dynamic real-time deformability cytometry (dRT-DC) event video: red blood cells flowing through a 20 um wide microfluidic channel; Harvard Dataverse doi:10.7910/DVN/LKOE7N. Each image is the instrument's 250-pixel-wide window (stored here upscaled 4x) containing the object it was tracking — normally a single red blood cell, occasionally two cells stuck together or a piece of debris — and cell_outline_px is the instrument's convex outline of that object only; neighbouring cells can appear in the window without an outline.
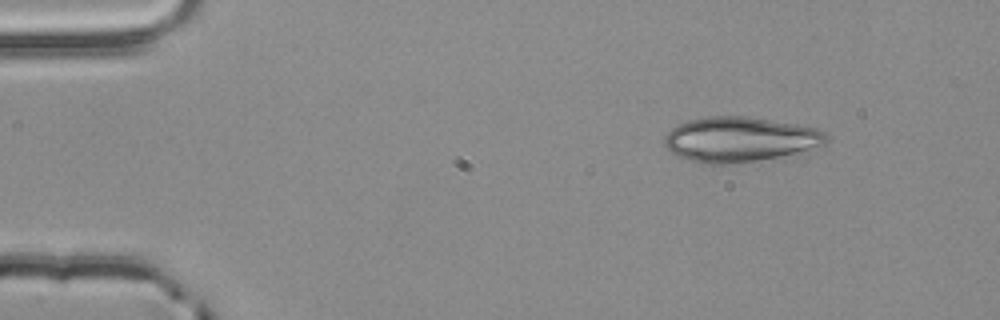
{"species": "common noctule bat (a hibernating species)", "species_latin": "Nyctalus noctula", "temperature_condition": "room temperature", "stored_images_in_passage": 3, "camera_frame_rate_fps": 3000, "um_per_image_px": 0.085, "animal": {"sex": "male", "body_mass_g": 20.4}, "frame": {"image": 1, "passage_image": 1, "time_ms": 0.0, "image_size_px": [1000, 320], "cell_outline_px": [[828, 140], [824, 144], [796, 152], [780, 156], [756, 160], [724, 164], [700, 164], [676, 156], [664, 144], [664, 136], [672, 128], [688, 120], [708, 116], [748, 116], [796, 124], [816, 128], [824, 132], [828, 136]], "centroid_in_image_um": [62.83, 11.84], "position_along_channel_um": 22.2, "area_um2": 42.14}}